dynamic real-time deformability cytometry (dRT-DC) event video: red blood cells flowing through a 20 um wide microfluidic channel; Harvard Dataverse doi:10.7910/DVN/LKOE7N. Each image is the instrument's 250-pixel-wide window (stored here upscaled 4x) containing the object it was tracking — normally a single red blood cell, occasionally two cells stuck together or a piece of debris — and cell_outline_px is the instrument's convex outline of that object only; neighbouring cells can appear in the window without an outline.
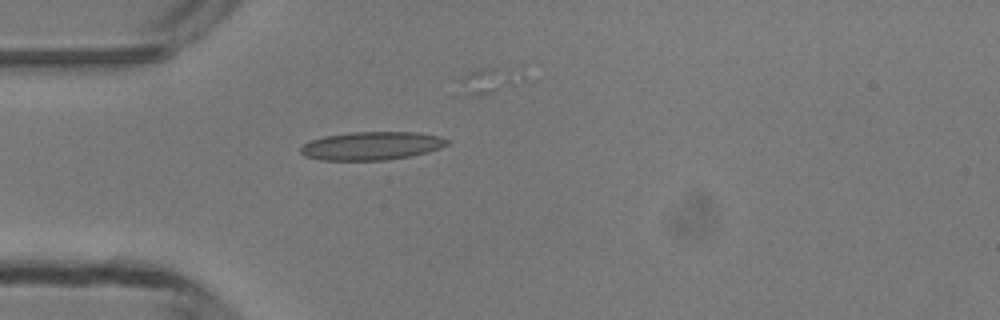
{"species": "common noctule bat (a hibernating species)", "species_latin": "Nyctalus noctula", "temperature_condition": "room temperature", "stored_images_in_passage": 1, "camera_frame_rate_fps": 3000, "um_per_image_px": 0.085, "animal": {"sex": "male", "body_mass_g": 13.3}, "frame": {"image": 1, "passage_image": 1, "time_ms": 0.0, "image_size_px": [1000, 320], "cell_outline_px": [[452, 140], [448, 144], [440, 148], [428, 152], [408, 156], [384, 160], [320, 160], [304, 156], [300, 152], [300, 148], [304, 144], [312, 140], [324, 136], [352, 132], [416, 132], [440, 136]], "centroid_in_image_um": [31.61, 12.39], "position_along_channel_um": 53.4, "area_um2": 24.16}}